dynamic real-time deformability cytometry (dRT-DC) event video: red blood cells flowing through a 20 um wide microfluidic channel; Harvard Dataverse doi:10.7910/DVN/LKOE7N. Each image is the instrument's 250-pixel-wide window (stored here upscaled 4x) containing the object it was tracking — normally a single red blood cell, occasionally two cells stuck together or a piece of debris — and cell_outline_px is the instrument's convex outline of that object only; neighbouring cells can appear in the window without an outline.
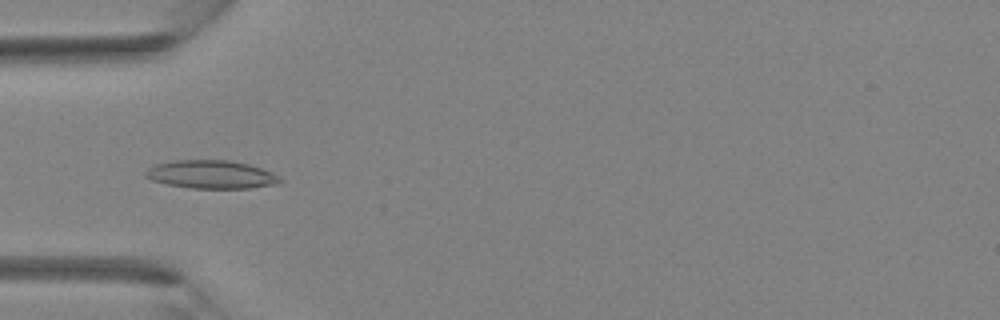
{"species": "Egyptian fruit bat (a non-hibernating species)", "species_latin": "Rousettus aegyptiacus", "temperature_condition": "room temperature", "stored_images_in_passage": 4, "camera_frame_rate_fps": 3000, "um_per_image_px": 0.085, "animal": {"sex": "female"}, "frame": {"image": 1, "passage_image": 4, "time_ms": 1.0, "image_size_px": [1000, 320], "cell_outline_px": [[284, 180], [280, 184], [248, 188], [192, 188], [168, 184], [152, 180], [144, 176], [144, 172], [152, 164], [172, 160], [232, 160], [248, 164], [272, 172], [280, 176]], "centroid_in_image_um": [17.96, 14.82], "position_along_channel_um": 67.0, "area_um2": 22.37}}